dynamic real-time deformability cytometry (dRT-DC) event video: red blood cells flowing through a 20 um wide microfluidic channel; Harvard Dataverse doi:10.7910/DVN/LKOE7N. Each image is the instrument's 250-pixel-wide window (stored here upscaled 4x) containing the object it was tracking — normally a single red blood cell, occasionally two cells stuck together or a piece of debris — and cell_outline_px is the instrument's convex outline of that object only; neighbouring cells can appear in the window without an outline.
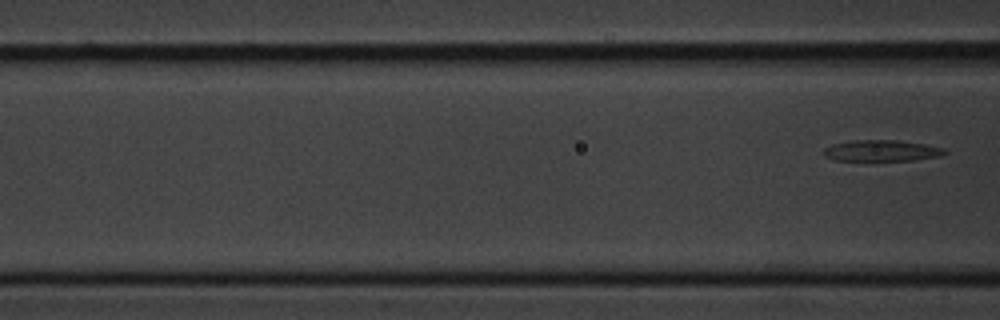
{"species": "common noctule bat (a hibernating species)", "species_latin": "Nyctalus noctula", "temperature_condition": "cold", "stored_images_in_passage": 4, "segment_of_instrument_passage": [2, 2], "camera_frame_rate_fps": 3000, "um_per_image_px": 0.085, "animal": {"sex": "male", "body_mass_g": 20.1, "forearm_length_mm": 53.5}, "frame": {"image": 1, "passage_image": 4, "time_ms": 3.667, "image_size_px": [1000, 320], "cell_outline_px": [[948, 152], [940, 156], [912, 160], [836, 160], [824, 156], [824, 148], [832, 144], [856, 140], [896, 140], [924, 144], [944, 148]], "centroid_in_image_um": [74.94, 12.8], "position_along_channel_um": 91.7, "area_um2": 14.74}}